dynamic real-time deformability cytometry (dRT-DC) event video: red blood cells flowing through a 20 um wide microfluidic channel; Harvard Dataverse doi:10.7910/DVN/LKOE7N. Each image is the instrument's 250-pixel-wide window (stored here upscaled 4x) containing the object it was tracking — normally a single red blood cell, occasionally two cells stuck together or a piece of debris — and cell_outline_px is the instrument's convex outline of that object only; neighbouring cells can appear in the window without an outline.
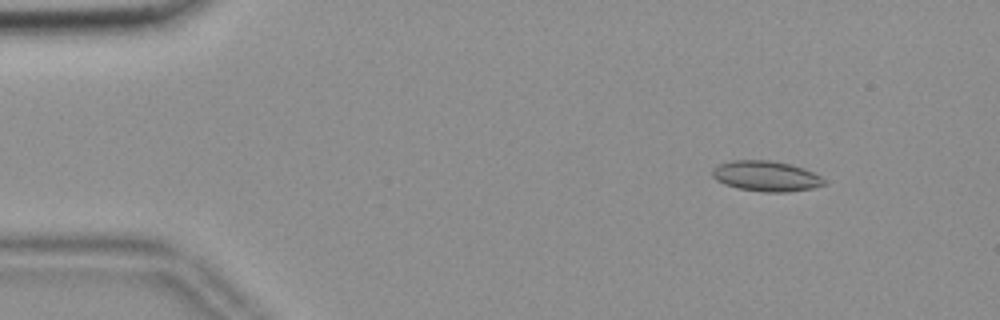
{"species": "common noctule bat (a hibernating species)", "species_latin": "Nyctalus noctula", "temperature_condition": "room temperature", "stored_images_in_passage": 52, "camera_frame_rate_fps": 3000, "um_per_image_px": 0.085, "animal": {"sex": "female", "body_mass_g": 18.4}, "frame": {"image": 1, "passage_image": 3, "time_ms": 0.667, "image_size_px": [1000, 320], "cell_outline_px": [[828, 184], [812, 188], [788, 192], [764, 192], [740, 188], [724, 184], [716, 180], [712, 176], [712, 168], [720, 164], [732, 160], [768, 160], [788, 164], [804, 168], [820, 176]], "centroid_in_image_um": [65.11, 14.97], "position_along_channel_um": 19.9, "area_um2": 19.71}}
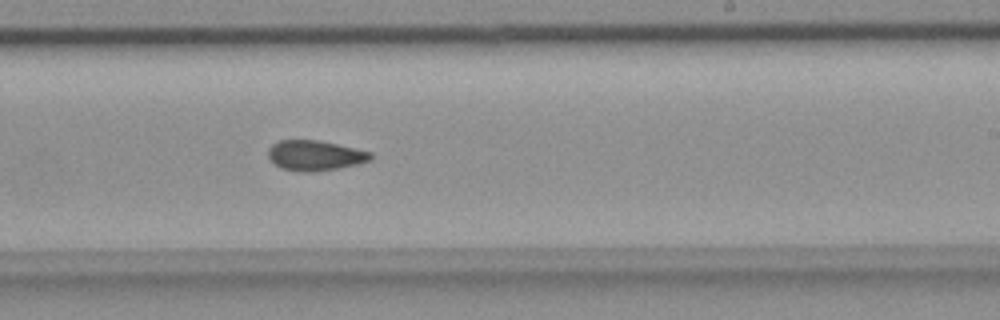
{"frame": {"image": 2, "passage_image": 30, "time_ms": 9.667, "image_size_px": [1000, 320], "cell_outline_px": [[372, 160], [340, 168], [312, 172], [304, 172], [280, 168], [268, 156], [268, 148], [272, 144], [280, 140], [316, 140], [336, 144], [372, 152]], "centroid_in_image_um": [26.78, 13.22], "position_along_channel_um": 262.2, "area_um2": 17.92}}
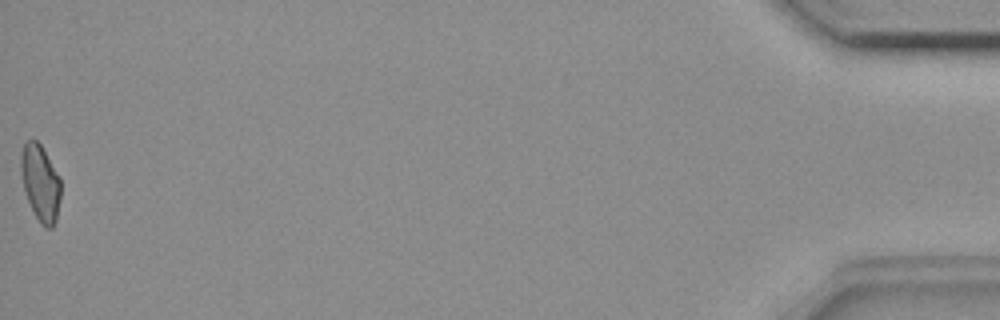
{"frame": {"image": 3, "passage_image": 52, "time_ms": 17.0, "image_size_px": [1000, 320], "cell_outline_px": [[60, 200], [56, 220], [52, 228], [44, 228], [40, 224], [24, 192], [20, 172], [20, 152], [24, 144], [28, 140], [36, 140], [40, 144], [60, 176]], "centroid_in_image_um": [3.42, 15.55], "position_along_channel_um": 431.8, "area_um2": 17.86}, "authors_computed_cell_mechanics": {"area_um2": 18.4093, "velocity_mm_per_s": 3.6763, "shape_relaxation_time_tau1_ms": null, "shape_relaxation_time_tau2_ms": 4.7892, "deformation_change_tau1": null, "deformation_change_tau2": 0.0972}}